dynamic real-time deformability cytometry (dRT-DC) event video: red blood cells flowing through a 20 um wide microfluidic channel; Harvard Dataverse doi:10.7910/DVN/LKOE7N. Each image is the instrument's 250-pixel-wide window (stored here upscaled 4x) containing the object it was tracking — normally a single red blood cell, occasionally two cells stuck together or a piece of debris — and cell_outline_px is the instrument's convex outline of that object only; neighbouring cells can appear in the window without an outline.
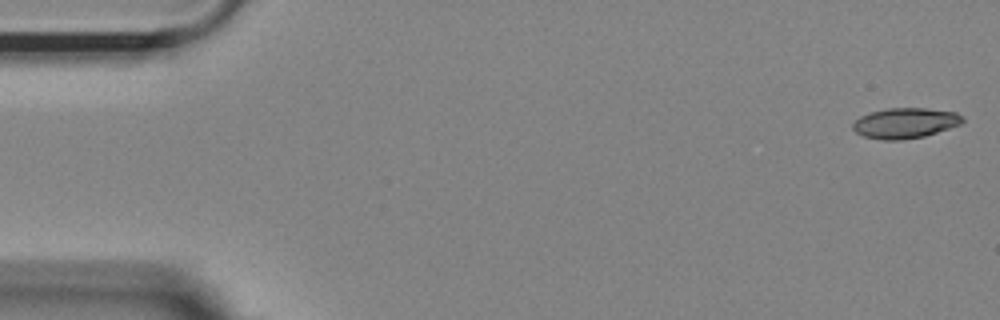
{"species": "Egyptian fruit bat (a non-hibernating species)", "species_latin": "Rousettus aegyptiacus", "temperature_condition": "room temperature", "stored_images_in_passage": 11, "camera_frame_rate_fps": 3000, "um_per_image_px": 0.085, "animal": {"sex": "female"}, "frame": {"image": 1, "passage_image": 1, "time_ms": 0.0, "image_size_px": [1000, 320], "cell_outline_px": [[964, 120], [960, 124], [924, 136], [900, 140], [880, 140], [864, 136], [856, 132], [852, 128], [852, 124], [860, 116], [868, 112], [888, 108], [928, 108], [956, 112], [964, 116]], "centroid_in_image_um": [76.92, 10.45], "position_along_channel_um": 8.1, "area_um2": 19.48}}